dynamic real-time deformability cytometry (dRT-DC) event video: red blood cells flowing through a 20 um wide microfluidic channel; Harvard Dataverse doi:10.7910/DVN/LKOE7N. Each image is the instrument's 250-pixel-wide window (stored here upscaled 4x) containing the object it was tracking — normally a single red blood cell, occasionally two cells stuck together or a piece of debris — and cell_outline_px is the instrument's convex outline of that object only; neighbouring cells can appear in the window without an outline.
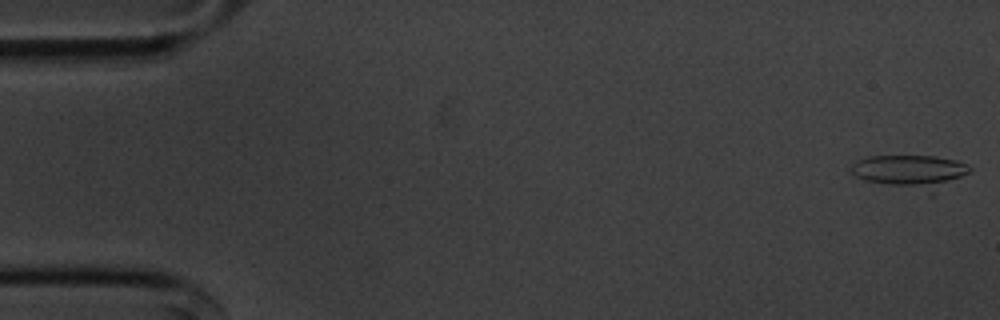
{"species": "common noctule bat (a hibernating species)", "species_latin": "Nyctalus noctula", "temperature_condition": "cold", "stored_images_in_passage": 54, "camera_frame_rate_fps": 3000, "um_per_image_px": 0.085, "animal": {"sex": "male", "body_mass_g": 20.1, "forearm_length_mm": 53.5}, "frame": {"image": 1, "passage_image": 1, "time_ms": 0.0, "image_size_px": [1000, 320], "cell_outline_px": [[972, 172], [932, 196], [868, 180], [856, 176], [852, 172], [852, 164], [856, 160], [868, 156], [936, 156], [956, 160], [968, 164], [972, 168]], "centroid_in_image_um": [77.53, 14.63], "position_along_channel_um": 7.5, "area_um2": 23.87}}
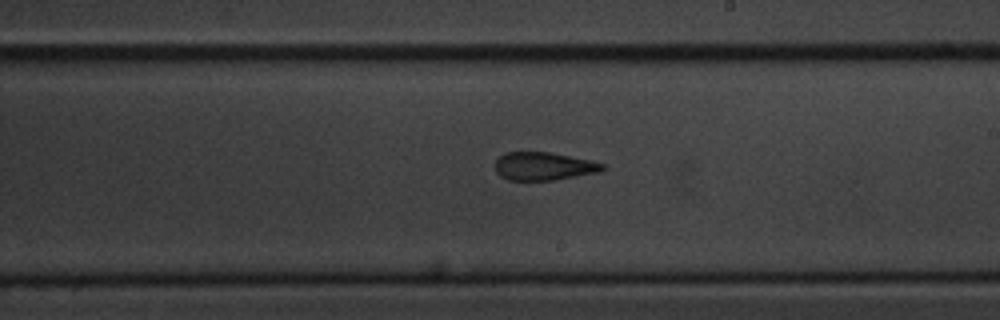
{"frame": {"image": 2, "passage_image": 31, "time_ms": 10.0, "image_size_px": [1000, 320], "cell_outline_px": [[608, 168], [600, 172], [552, 180], [508, 180], [500, 176], [496, 172], [496, 160], [504, 152], [548, 152], [588, 160], [604, 164]], "centroid_in_image_um": [46.21, 14.13], "position_along_channel_um": 242.8, "area_um2": 17.46}}
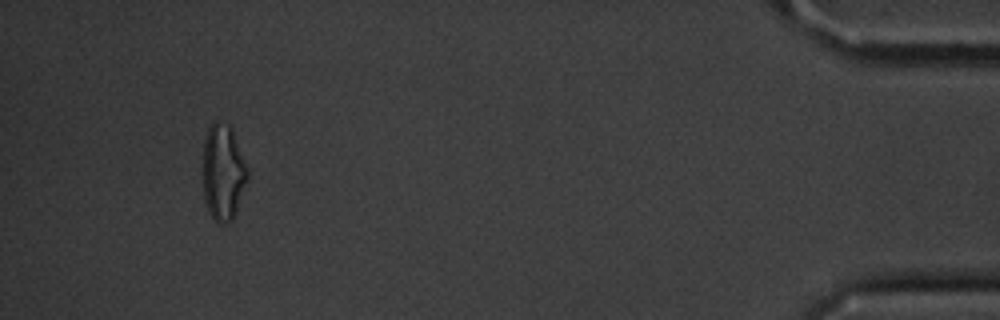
{"frame": {"image": 3, "passage_image": 51, "time_ms": 16.667, "image_size_px": [1000, 320], "cell_outline_px": [[248, 180], [236, 212], [232, 220], [224, 224], [220, 224], [212, 216], [204, 200], [204, 140], [208, 128], [216, 120], [228, 124], [232, 128], [248, 168]], "centroid_in_image_um": [18.99, 14.64], "position_along_channel_um": 416.2, "area_um2": 24.91}, "authors_computed_cell_mechanics": {"area_um2": 19.652, "velocity_mm_per_s": 3.6422, "shape_relaxation_time_tau1_ms": 7.8872, "shape_relaxation_time_tau2_ms": 3.6071, "deformation_change_tau1": 0.1771, "deformation_change_tau2": 0.1368}}